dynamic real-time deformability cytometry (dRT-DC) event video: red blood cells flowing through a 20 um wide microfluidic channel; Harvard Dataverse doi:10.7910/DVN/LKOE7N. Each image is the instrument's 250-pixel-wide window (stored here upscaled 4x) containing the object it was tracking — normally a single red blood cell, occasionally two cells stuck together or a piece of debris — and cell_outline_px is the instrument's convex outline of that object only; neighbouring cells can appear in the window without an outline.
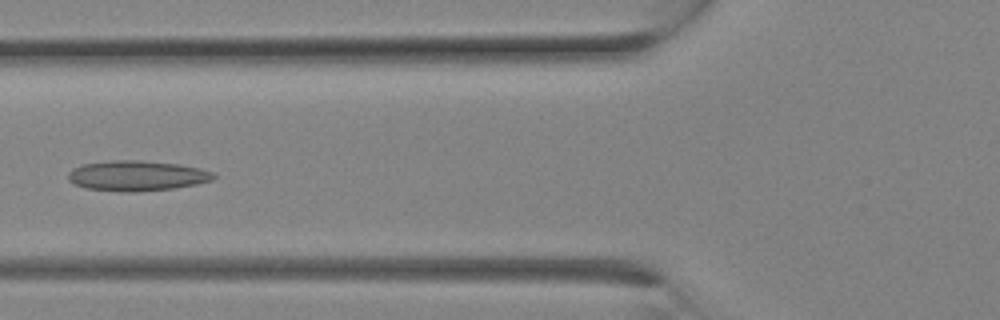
{"species": "Egyptian fruit bat (a non-hibernating species)", "species_latin": "Rousettus aegyptiacus", "temperature_condition": "room temperature", "stored_images_in_passage": 11, "camera_frame_rate_fps": 3000, "um_per_image_px": 0.085, "animal": {"sex": "female"}, "frame": {"image": 1, "passage_image": 10, "time_ms": 3.0, "image_size_px": [1000, 320], "cell_outline_px": [[216, 176], [212, 180], [196, 184], [172, 188], [136, 192], [120, 192], [84, 188], [68, 180], [68, 172], [72, 168], [80, 164], [112, 160], [140, 160], [180, 164], [200, 168], [216, 172]], "centroid_in_image_um": [11.63, 14.93], "position_along_channel_um": 114.2, "area_um2": 25.95}}